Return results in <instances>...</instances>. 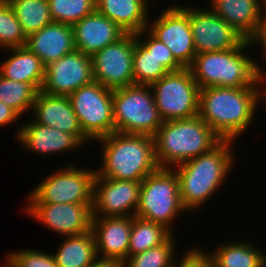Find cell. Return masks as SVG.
Here are the masks:
<instances>
[{"instance_id":"f1b7e54d","label":"cell","mask_w":266,"mask_h":267,"mask_svg":"<svg viewBox=\"0 0 266 267\" xmlns=\"http://www.w3.org/2000/svg\"><path fill=\"white\" fill-rule=\"evenodd\" d=\"M38 90L30 84L7 79L0 74V101L12 108L20 117L32 110Z\"/></svg>"},{"instance_id":"d6986e66","label":"cell","mask_w":266,"mask_h":267,"mask_svg":"<svg viewBox=\"0 0 266 267\" xmlns=\"http://www.w3.org/2000/svg\"><path fill=\"white\" fill-rule=\"evenodd\" d=\"M72 28L76 50L89 56L117 42L126 34L112 20L96 10L83 17Z\"/></svg>"},{"instance_id":"836d02e7","label":"cell","mask_w":266,"mask_h":267,"mask_svg":"<svg viewBox=\"0 0 266 267\" xmlns=\"http://www.w3.org/2000/svg\"><path fill=\"white\" fill-rule=\"evenodd\" d=\"M7 267H57L53 254L23 249L7 255Z\"/></svg>"},{"instance_id":"7402d4cb","label":"cell","mask_w":266,"mask_h":267,"mask_svg":"<svg viewBox=\"0 0 266 267\" xmlns=\"http://www.w3.org/2000/svg\"><path fill=\"white\" fill-rule=\"evenodd\" d=\"M208 2L210 5L208 7L245 40L254 34L266 10V0H210Z\"/></svg>"},{"instance_id":"e575fe53","label":"cell","mask_w":266,"mask_h":267,"mask_svg":"<svg viewBox=\"0 0 266 267\" xmlns=\"http://www.w3.org/2000/svg\"><path fill=\"white\" fill-rule=\"evenodd\" d=\"M145 39L141 40V35L146 34ZM136 39L150 52L158 61L169 71L175 72L183 69L184 67L175 59L171 50L160 40L155 38L147 29L136 33Z\"/></svg>"},{"instance_id":"8fae6325","label":"cell","mask_w":266,"mask_h":267,"mask_svg":"<svg viewBox=\"0 0 266 267\" xmlns=\"http://www.w3.org/2000/svg\"><path fill=\"white\" fill-rule=\"evenodd\" d=\"M136 34L126 33L117 42L91 56L93 79L114 90L134 84L133 54Z\"/></svg>"},{"instance_id":"9c48e42d","label":"cell","mask_w":266,"mask_h":267,"mask_svg":"<svg viewBox=\"0 0 266 267\" xmlns=\"http://www.w3.org/2000/svg\"><path fill=\"white\" fill-rule=\"evenodd\" d=\"M62 168L48 175L31 191L28 203L93 204L96 169H77L71 163Z\"/></svg>"},{"instance_id":"4dcf8cb0","label":"cell","mask_w":266,"mask_h":267,"mask_svg":"<svg viewBox=\"0 0 266 267\" xmlns=\"http://www.w3.org/2000/svg\"><path fill=\"white\" fill-rule=\"evenodd\" d=\"M173 234L161 245L128 256L122 267H173L175 243Z\"/></svg>"},{"instance_id":"f546056e","label":"cell","mask_w":266,"mask_h":267,"mask_svg":"<svg viewBox=\"0 0 266 267\" xmlns=\"http://www.w3.org/2000/svg\"><path fill=\"white\" fill-rule=\"evenodd\" d=\"M134 84L151 85L169 71L137 39L133 54Z\"/></svg>"},{"instance_id":"8992f818","label":"cell","mask_w":266,"mask_h":267,"mask_svg":"<svg viewBox=\"0 0 266 267\" xmlns=\"http://www.w3.org/2000/svg\"><path fill=\"white\" fill-rule=\"evenodd\" d=\"M112 111L115 132L154 137L163 123L150 85L114 89Z\"/></svg>"},{"instance_id":"7c38bea8","label":"cell","mask_w":266,"mask_h":267,"mask_svg":"<svg viewBox=\"0 0 266 267\" xmlns=\"http://www.w3.org/2000/svg\"><path fill=\"white\" fill-rule=\"evenodd\" d=\"M150 25L146 29L171 50L184 68H188L197 54L190 26V8L171 5Z\"/></svg>"},{"instance_id":"f35d334b","label":"cell","mask_w":266,"mask_h":267,"mask_svg":"<svg viewBox=\"0 0 266 267\" xmlns=\"http://www.w3.org/2000/svg\"><path fill=\"white\" fill-rule=\"evenodd\" d=\"M91 267H122V264L113 261H97Z\"/></svg>"},{"instance_id":"cb8c5ba5","label":"cell","mask_w":266,"mask_h":267,"mask_svg":"<svg viewBox=\"0 0 266 267\" xmlns=\"http://www.w3.org/2000/svg\"><path fill=\"white\" fill-rule=\"evenodd\" d=\"M12 52L0 65V74L10 80L33 85L41 91L45 79V65L26 46L9 49Z\"/></svg>"},{"instance_id":"ab89813d","label":"cell","mask_w":266,"mask_h":267,"mask_svg":"<svg viewBox=\"0 0 266 267\" xmlns=\"http://www.w3.org/2000/svg\"><path fill=\"white\" fill-rule=\"evenodd\" d=\"M262 99H264V102L266 103V88L264 87L263 93H262Z\"/></svg>"},{"instance_id":"d590c367","label":"cell","mask_w":266,"mask_h":267,"mask_svg":"<svg viewBox=\"0 0 266 267\" xmlns=\"http://www.w3.org/2000/svg\"><path fill=\"white\" fill-rule=\"evenodd\" d=\"M200 247H194L187 250L180 259L179 264L176 261L173 267H214L213 259L206 251L199 249ZM207 253V254H206Z\"/></svg>"},{"instance_id":"e0dca14e","label":"cell","mask_w":266,"mask_h":267,"mask_svg":"<svg viewBox=\"0 0 266 267\" xmlns=\"http://www.w3.org/2000/svg\"><path fill=\"white\" fill-rule=\"evenodd\" d=\"M133 217H92L91 231L99 261L122 264L127 259Z\"/></svg>"},{"instance_id":"83f0119b","label":"cell","mask_w":266,"mask_h":267,"mask_svg":"<svg viewBox=\"0 0 266 267\" xmlns=\"http://www.w3.org/2000/svg\"><path fill=\"white\" fill-rule=\"evenodd\" d=\"M21 24L24 34L37 32L53 21L48 0H7Z\"/></svg>"},{"instance_id":"7a4b0ae2","label":"cell","mask_w":266,"mask_h":267,"mask_svg":"<svg viewBox=\"0 0 266 267\" xmlns=\"http://www.w3.org/2000/svg\"><path fill=\"white\" fill-rule=\"evenodd\" d=\"M232 142L222 140L211 151L173 167L181 201L187 210L205 205L231 172L235 158Z\"/></svg>"},{"instance_id":"ac0fdd59","label":"cell","mask_w":266,"mask_h":267,"mask_svg":"<svg viewBox=\"0 0 266 267\" xmlns=\"http://www.w3.org/2000/svg\"><path fill=\"white\" fill-rule=\"evenodd\" d=\"M35 122L73 134L82 144L90 141L82 132L68 96L39 91L32 106Z\"/></svg>"},{"instance_id":"484cf974","label":"cell","mask_w":266,"mask_h":267,"mask_svg":"<svg viewBox=\"0 0 266 267\" xmlns=\"http://www.w3.org/2000/svg\"><path fill=\"white\" fill-rule=\"evenodd\" d=\"M216 249L210 254L214 267H266V255L252 242H224Z\"/></svg>"},{"instance_id":"1f68e13d","label":"cell","mask_w":266,"mask_h":267,"mask_svg":"<svg viewBox=\"0 0 266 267\" xmlns=\"http://www.w3.org/2000/svg\"><path fill=\"white\" fill-rule=\"evenodd\" d=\"M53 22L73 26L96 10L95 0H48Z\"/></svg>"},{"instance_id":"4316f807","label":"cell","mask_w":266,"mask_h":267,"mask_svg":"<svg viewBox=\"0 0 266 267\" xmlns=\"http://www.w3.org/2000/svg\"><path fill=\"white\" fill-rule=\"evenodd\" d=\"M172 234L174 233L160 223L134 216L130 233L128 256L159 246Z\"/></svg>"},{"instance_id":"d4e9b609","label":"cell","mask_w":266,"mask_h":267,"mask_svg":"<svg viewBox=\"0 0 266 267\" xmlns=\"http://www.w3.org/2000/svg\"><path fill=\"white\" fill-rule=\"evenodd\" d=\"M53 256L57 267H91L98 261L92 231L66 236Z\"/></svg>"},{"instance_id":"74e56055","label":"cell","mask_w":266,"mask_h":267,"mask_svg":"<svg viewBox=\"0 0 266 267\" xmlns=\"http://www.w3.org/2000/svg\"><path fill=\"white\" fill-rule=\"evenodd\" d=\"M20 116L5 103L0 101V126L9 125L14 121H17Z\"/></svg>"},{"instance_id":"6da1fadb","label":"cell","mask_w":266,"mask_h":267,"mask_svg":"<svg viewBox=\"0 0 266 267\" xmlns=\"http://www.w3.org/2000/svg\"><path fill=\"white\" fill-rule=\"evenodd\" d=\"M262 91L257 87L200 89L198 116L222 140H234L254 119Z\"/></svg>"},{"instance_id":"30bf717a","label":"cell","mask_w":266,"mask_h":267,"mask_svg":"<svg viewBox=\"0 0 266 267\" xmlns=\"http://www.w3.org/2000/svg\"><path fill=\"white\" fill-rule=\"evenodd\" d=\"M68 97L82 132L90 141L115 132L112 111L113 90L93 81Z\"/></svg>"},{"instance_id":"9a60e30c","label":"cell","mask_w":266,"mask_h":267,"mask_svg":"<svg viewBox=\"0 0 266 267\" xmlns=\"http://www.w3.org/2000/svg\"><path fill=\"white\" fill-rule=\"evenodd\" d=\"M190 26L196 53L239 47L245 39L211 8H190Z\"/></svg>"},{"instance_id":"4fadbf2b","label":"cell","mask_w":266,"mask_h":267,"mask_svg":"<svg viewBox=\"0 0 266 267\" xmlns=\"http://www.w3.org/2000/svg\"><path fill=\"white\" fill-rule=\"evenodd\" d=\"M141 181L95 175L92 217L135 216L140 203Z\"/></svg>"},{"instance_id":"d6a6232c","label":"cell","mask_w":266,"mask_h":267,"mask_svg":"<svg viewBox=\"0 0 266 267\" xmlns=\"http://www.w3.org/2000/svg\"><path fill=\"white\" fill-rule=\"evenodd\" d=\"M26 35L7 0H0V49L25 46Z\"/></svg>"},{"instance_id":"44dd1931","label":"cell","mask_w":266,"mask_h":267,"mask_svg":"<svg viewBox=\"0 0 266 267\" xmlns=\"http://www.w3.org/2000/svg\"><path fill=\"white\" fill-rule=\"evenodd\" d=\"M25 46L46 66L76 50L73 28L63 23L52 22L27 36Z\"/></svg>"},{"instance_id":"5bb4252c","label":"cell","mask_w":266,"mask_h":267,"mask_svg":"<svg viewBox=\"0 0 266 267\" xmlns=\"http://www.w3.org/2000/svg\"><path fill=\"white\" fill-rule=\"evenodd\" d=\"M93 81L91 56L74 50L46 65L41 91L50 95L70 96Z\"/></svg>"},{"instance_id":"52a82bcc","label":"cell","mask_w":266,"mask_h":267,"mask_svg":"<svg viewBox=\"0 0 266 267\" xmlns=\"http://www.w3.org/2000/svg\"><path fill=\"white\" fill-rule=\"evenodd\" d=\"M186 210L174 169L158 168L141 181L140 203L135 216L160 223L173 232V220Z\"/></svg>"},{"instance_id":"8d00e7d4","label":"cell","mask_w":266,"mask_h":267,"mask_svg":"<svg viewBox=\"0 0 266 267\" xmlns=\"http://www.w3.org/2000/svg\"><path fill=\"white\" fill-rule=\"evenodd\" d=\"M248 42L252 47L253 45L262 46L263 48L261 49H263V54L266 55V15L262 16L260 22L257 24L254 34L248 39Z\"/></svg>"},{"instance_id":"603a6c76","label":"cell","mask_w":266,"mask_h":267,"mask_svg":"<svg viewBox=\"0 0 266 267\" xmlns=\"http://www.w3.org/2000/svg\"><path fill=\"white\" fill-rule=\"evenodd\" d=\"M96 11L108 17L126 33H138L147 28V0H95Z\"/></svg>"},{"instance_id":"277c9868","label":"cell","mask_w":266,"mask_h":267,"mask_svg":"<svg viewBox=\"0 0 266 267\" xmlns=\"http://www.w3.org/2000/svg\"><path fill=\"white\" fill-rule=\"evenodd\" d=\"M98 141L102 144V167L96 170L98 176L142 181L159 168L154 137L114 132Z\"/></svg>"},{"instance_id":"5b68a950","label":"cell","mask_w":266,"mask_h":267,"mask_svg":"<svg viewBox=\"0 0 266 267\" xmlns=\"http://www.w3.org/2000/svg\"><path fill=\"white\" fill-rule=\"evenodd\" d=\"M222 139L197 115L162 123L154 136L159 168H173L211 151Z\"/></svg>"},{"instance_id":"ffe728a7","label":"cell","mask_w":266,"mask_h":267,"mask_svg":"<svg viewBox=\"0 0 266 267\" xmlns=\"http://www.w3.org/2000/svg\"><path fill=\"white\" fill-rule=\"evenodd\" d=\"M16 132L18 141L26 150L38 155L68 152L82 147V143L71 133L41 125L35 121L25 122Z\"/></svg>"},{"instance_id":"3957f363","label":"cell","mask_w":266,"mask_h":267,"mask_svg":"<svg viewBox=\"0 0 266 267\" xmlns=\"http://www.w3.org/2000/svg\"><path fill=\"white\" fill-rule=\"evenodd\" d=\"M250 46L245 40L232 49L196 54L188 67L199 88L206 87H257L266 79L259 64L244 54ZM265 73V74H264ZM259 83V84H258Z\"/></svg>"},{"instance_id":"2e32d148","label":"cell","mask_w":266,"mask_h":267,"mask_svg":"<svg viewBox=\"0 0 266 267\" xmlns=\"http://www.w3.org/2000/svg\"><path fill=\"white\" fill-rule=\"evenodd\" d=\"M25 213L63 236H77L91 230L93 204L28 203Z\"/></svg>"},{"instance_id":"ba28073f","label":"cell","mask_w":266,"mask_h":267,"mask_svg":"<svg viewBox=\"0 0 266 267\" xmlns=\"http://www.w3.org/2000/svg\"><path fill=\"white\" fill-rule=\"evenodd\" d=\"M150 86L163 122L198 115L200 88L189 68L169 72Z\"/></svg>"}]
</instances>
